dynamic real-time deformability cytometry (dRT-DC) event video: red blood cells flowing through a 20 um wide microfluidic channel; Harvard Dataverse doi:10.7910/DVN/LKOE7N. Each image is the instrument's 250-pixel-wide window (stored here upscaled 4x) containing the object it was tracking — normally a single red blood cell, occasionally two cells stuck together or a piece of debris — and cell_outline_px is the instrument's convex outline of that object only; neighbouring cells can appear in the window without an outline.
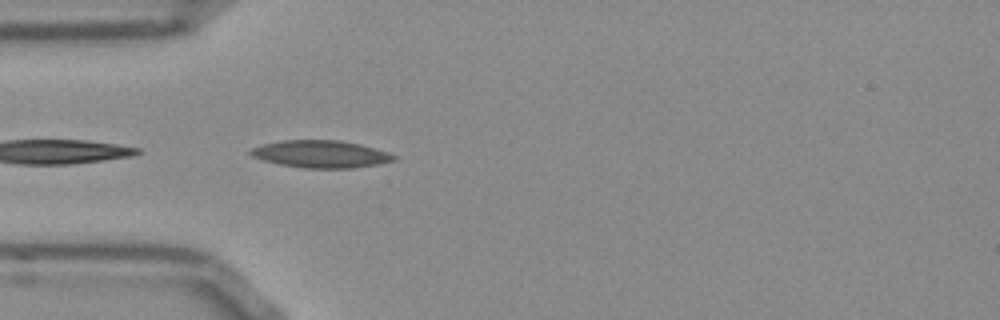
{"species": "Egyptian fruit bat (a non-hibernating species)", "species_latin": "Rousettus aegyptiacus", "temperature_condition": "room temperature", "stored_images_in_passage": 4, "camera_frame_rate_fps": 3000, "um_per_image_px": 0.085, "frame": {"image": 1, "passage_image": 1, "time_ms": 0.0, "image_size_px": [1000, 320], "cell_outline_px": [[396, 160], [376, 164], [352, 168], [304, 168], [280, 164], [264, 160], [252, 156], [248, 152], [252, 148], [264, 144], [284, 140], [340, 140], [360, 144], [388, 152], [396, 156]], "centroid_in_image_um": [27.28, 13.09], "position_along_channel_um": 57.7, "area_um2": 22.6}}